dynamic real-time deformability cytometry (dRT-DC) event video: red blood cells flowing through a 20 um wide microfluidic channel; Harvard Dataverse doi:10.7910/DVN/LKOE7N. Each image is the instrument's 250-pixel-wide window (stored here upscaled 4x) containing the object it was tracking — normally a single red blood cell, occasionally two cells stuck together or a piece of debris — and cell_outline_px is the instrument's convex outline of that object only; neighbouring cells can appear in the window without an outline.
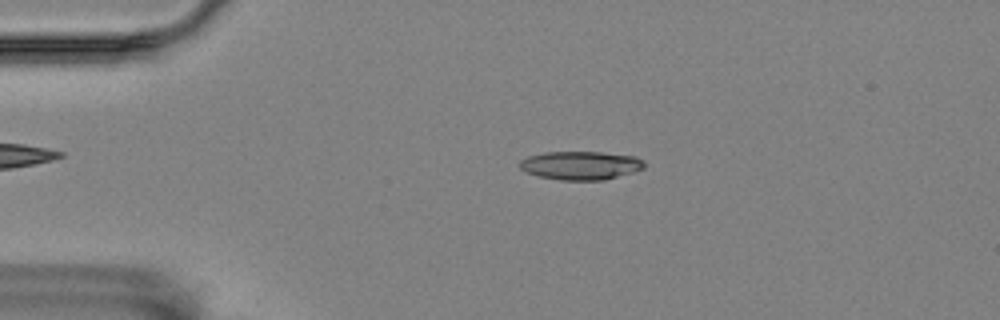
{"species": "Egyptian fruit bat (a non-hibernating species)", "species_latin": "Rousettus aegyptiacus", "temperature_condition": "room temperature", "stored_images_in_passage": 53, "camera_frame_rate_fps": 3000, "um_per_image_px": 0.085, "animal": {"sex": "female"}, "frame": {"image": 1, "passage_image": 9, "time_ms": 2.667, "image_size_px": [1000, 320], "cell_outline_px": [[644, 168], [632, 172], [604, 180], [560, 180], [540, 176], [528, 172], [520, 168], [520, 160], [528, 156], [544, 152], [600, 152], [636, 156], [644, 160]], "centroid_in_image_um": [49.37, 14.05], "position_along_channel_um": 35.6, "area_um2": 20.58}}
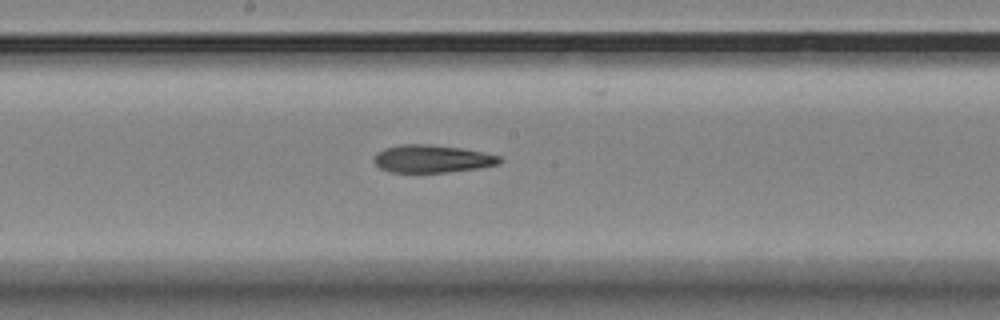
{"frame": {"image": 2, "passage_image": 27, "time_ms": 8.667, "image_size_px": [1000, 320], "cell_outline_px": [[504, 160], [500, 164], [480, 168], [448, 172], [388, 172], [380, 168], [372, 160], [376, 152], [384, 148], [400, 144], [428, 144], [460, 148], [500, 156]], "centroid_in_image_um": [36.71, 13.5], "position_along_channel_um": 211.5, "area_um2": 20.4}}
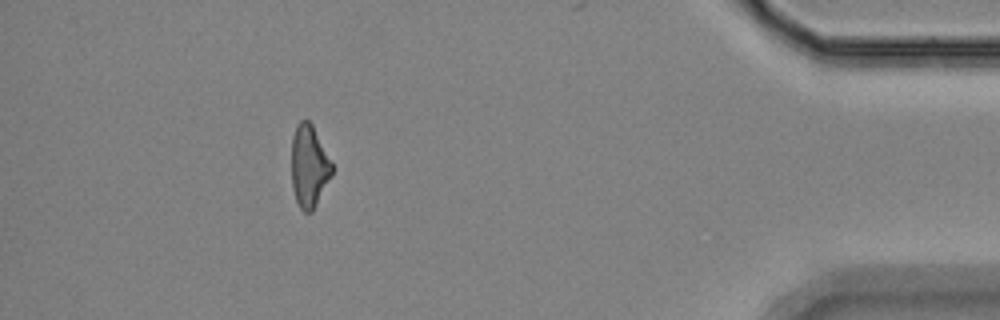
{"frame": {"image": 3, "passage_image": 48, "time_ms": 15.667, "image_size_px": [1000, 320], "cell_outline_px": [[332, 172], [312, 212], [304, 212], [300, 208], [296, 200], [292, 188], [292, 136], [296, 124], [300, 120], [308, 120], [312, 124], [332, 164]], "centroid_in_image_um": [26.24, 14.11], "position_along_channel_um": 409.0, "area_um2": 19.02}, "authors_computed_cell_mechanics": {"area_um2": 20.5768, "velocity_mm_per_s": 3.5378, "shape_relaxation_time_tau1_ms": 6.605, "shape_relaxation_time_tau2_ms": 9.3318, "deformation_change_tau1": 0.1699, "deformation_change_tau2": 0.2432}}